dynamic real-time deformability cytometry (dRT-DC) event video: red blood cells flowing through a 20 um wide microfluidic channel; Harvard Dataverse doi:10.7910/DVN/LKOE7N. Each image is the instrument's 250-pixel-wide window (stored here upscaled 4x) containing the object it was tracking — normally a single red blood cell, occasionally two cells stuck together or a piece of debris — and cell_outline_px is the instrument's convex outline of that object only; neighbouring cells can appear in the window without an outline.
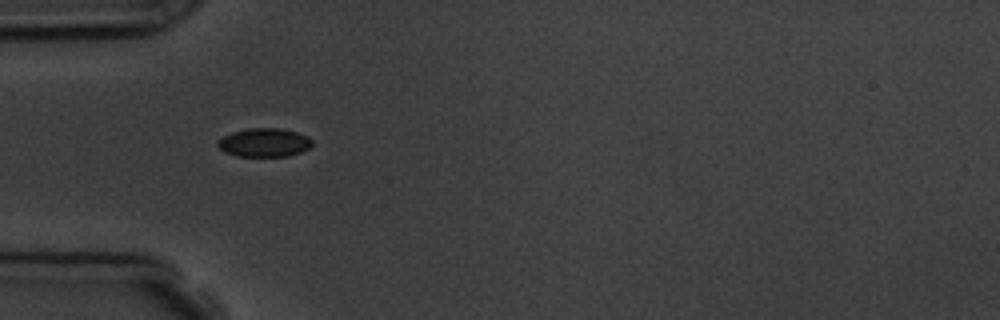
{"species": "common noctule bat (a hibernating species)", "species_latin": "Nyctalus noctula", "temperature_condition": "room temperature", "stored_images_in_passage": 5, "camera_frame_rate_fps": 3000, "um_per_image_px": 0.085, "animal": {"sex": "male", "body_mass_g": 19.5, "forearm_length_mm": 54.6}, "frame": {"image": 1, "passage_image": 4, "time_ms": 4.333, "image_size_px": [1000, 320], "cell_outline_px": [[312, 144], [308, 148], [300, 152], [288, 156], [236, 156], [224, 152], [216, 144], [224, 136], [232, 132], [248, 128], [280, 128], [296, 132], [308, 136], [312, 140]], "centroid_in_image_um": [22.46, 12.11], "position_along_channel_um": 62.5, "area_um2": 15.66}}